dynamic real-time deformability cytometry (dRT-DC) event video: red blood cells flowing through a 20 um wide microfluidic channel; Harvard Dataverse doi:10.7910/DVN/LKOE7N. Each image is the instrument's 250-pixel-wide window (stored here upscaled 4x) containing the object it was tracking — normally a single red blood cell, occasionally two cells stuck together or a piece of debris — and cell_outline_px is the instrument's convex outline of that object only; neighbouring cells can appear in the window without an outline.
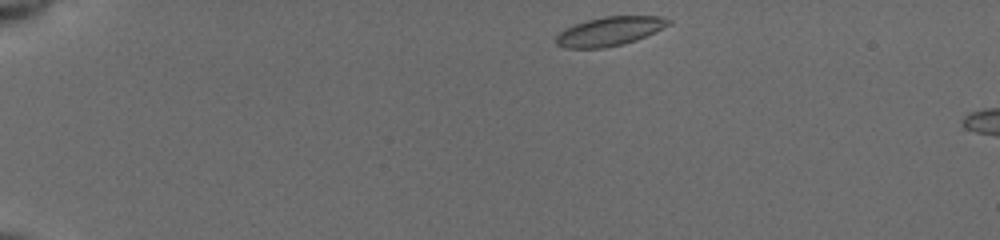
{"species": "common noctule bat (a hibernating species)", "species_latin": "Nyctalus noctula", "temperature_condition": "cold", "stored_images_in_passage": 6, "camera_frame_rate_fps": 3000, "um_per_image_px": 0.085, "animal": {"sex": "female", "body_mass_g": 19.5, "forearm_length_mm": 54.1}, "frame": {"image": 1, "passage_image": 1, "time_ms": 0.0, "image_size_px": [1000, 240], "cell_outline_px": [[672, 24], [636, 40], [624, 44], [604, 48], [564, 48], [556, 44], [556, 36], [564, 28], [588, 20], [604, 16], [660, 16], [672, 20]], "centroid_in_image_um": [51.83, 2.66], "position_along_channel_um": 33.2, "area_um2": 19.02}}